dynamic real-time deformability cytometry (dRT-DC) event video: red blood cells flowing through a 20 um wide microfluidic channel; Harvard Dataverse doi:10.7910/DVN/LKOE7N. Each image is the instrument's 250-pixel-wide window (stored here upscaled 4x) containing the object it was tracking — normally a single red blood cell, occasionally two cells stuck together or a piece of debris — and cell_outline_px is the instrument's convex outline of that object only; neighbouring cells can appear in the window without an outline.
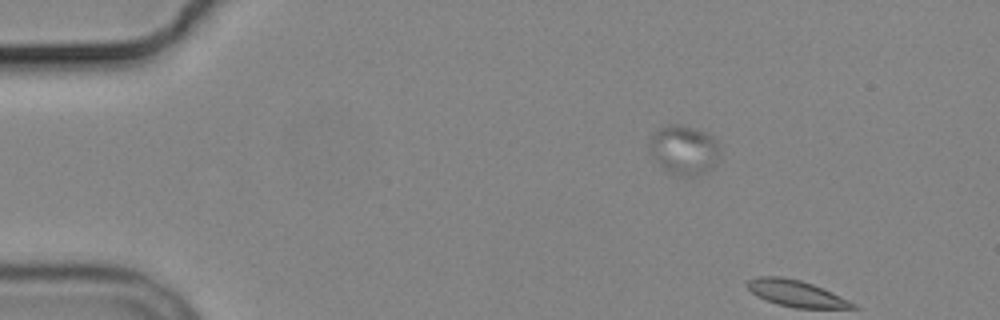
{"species": "common noctule bat (a hibernating species)", "species_latin": "Nyctalus noctula", "temperature_condition": "cold", "stored_images_in_passage": 2, "camera_frame_rate_fps": 3000, "um_per_image_px": 0.085, "animal": {"sex": "male", "body_mass_g": 19.2, "forearm_length_mm": 51.8}, "frame": {"image": 1, "passage_image": 1, "time_ms": 0.0, "image_size_px": [1000, 320], "cell_outline_px": [[720, 156], [712, 168], [696, 176], [676, 176], [668, 172], [652, 156], [652, 136], [660, 128], [668, 124], [676, 124], [692, 128], [704, 132], [712, 136], [720, 144]], "centroid_in_image_um": [58.2, 12.77], "position_along_channel_um": 26.8, "area_um2": 19.94}}